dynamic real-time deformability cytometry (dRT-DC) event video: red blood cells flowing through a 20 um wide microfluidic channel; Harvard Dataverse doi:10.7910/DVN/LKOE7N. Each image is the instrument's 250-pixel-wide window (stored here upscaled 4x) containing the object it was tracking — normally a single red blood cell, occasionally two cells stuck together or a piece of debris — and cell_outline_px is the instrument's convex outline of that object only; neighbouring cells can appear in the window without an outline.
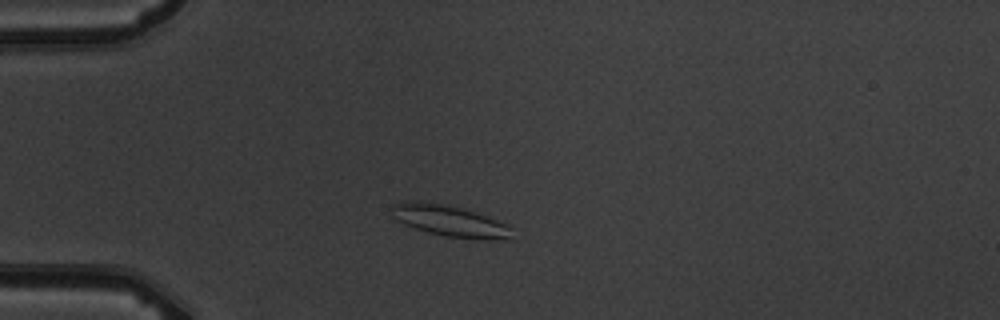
{"species": "common noctule bat (a hibernating species)", "species_latin": "Nyctalus noctula", "temperature_condition": "warm", "stored_images_in_passage": 5, "camera_frame_rate_fps": 3000, "um_per_image_px": 0.085, "animal": {"sex": "male", "body_mass_g": 19.5, "forearm_length_mm": 54.6}, "frame": {"image": 1, "passage_image": 2, "time_ms": 1.333, "image_size_px": [1000, 320], "cell_outline_px": [[512, 240], [488, 240], [444, 236], [428, 232], [404, 224], [396, 220], [392, 208], [392, 204], [408, 200], [420, 200], [444, 204], [464, 208], [508, 224], [512, 228]], "centroid_in_image_um": [38.28, 18.77], "position_along_channel_um": 46.7, "area_um2": 22.2}}
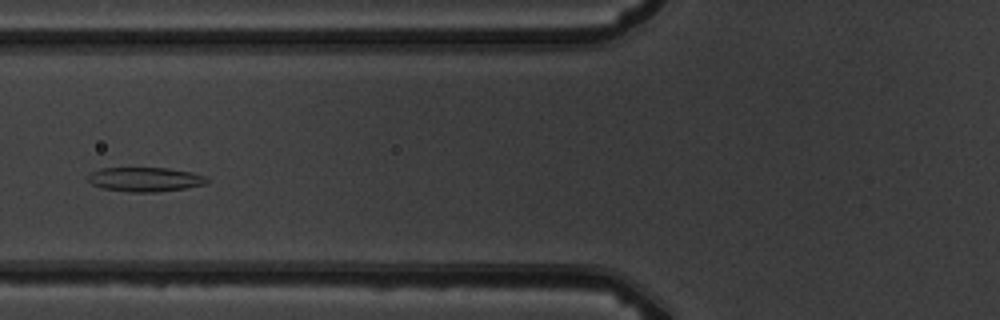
{"frame": {"image": 2, "passage_image": 4, "time_ms": 3.667, "image_size_px": [1000, 320], "cell_outline_px": [[212, 180], [208, 184], [184, 188], [156, 192], [132, 192], [104, 188], [92, 184], [88, 180], [88, 176], [92, 172], [100, 168], [168, 168], [192, 172], [204, 176]], "centroid_in_image_um": [12.39, 15.24], "position_along_channel_um": 113.4, "area_um2": 16.82}}
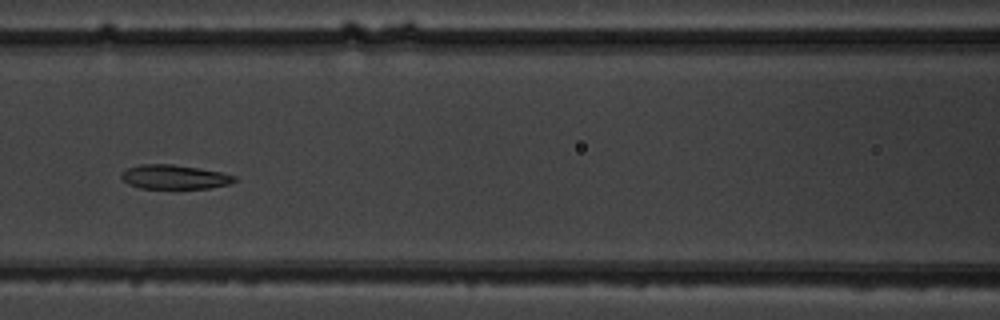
{"frame": {"image": 3, "passage_image": 5, "time_ms": 4.667, "image_size_px": [1000, 320], "cell_outline_px": [[236, 180], [228, 184], [208, 188], [140, 188], [128, 184], [120, 176], [120, 172], [128, 168], [140, 164], [172, 164], [220, 172], [236, 176]], "centroid_in_image_um": [14.78, 15.04], "position_along_channel_um": 151.8, "area_um2": 15.78}}